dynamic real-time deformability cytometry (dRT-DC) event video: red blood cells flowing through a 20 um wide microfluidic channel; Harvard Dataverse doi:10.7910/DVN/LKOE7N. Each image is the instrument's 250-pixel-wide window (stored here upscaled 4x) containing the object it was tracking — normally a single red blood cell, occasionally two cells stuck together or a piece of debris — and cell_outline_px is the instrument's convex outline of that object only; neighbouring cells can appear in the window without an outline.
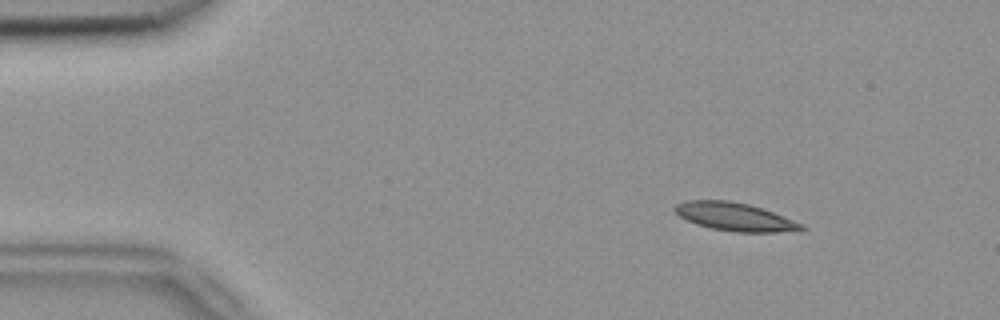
{"species": "common noctule bat (a hibernating species)", "species_latin": "Nyctalus noctula", "temperature_condition": "room temperature", "stored_images_in_passage": 47, "camera_frame_rate_fps": 3000, "um_per_image_px": 0.085, "animal": {"sex": "female", "body_mass_g": 18.4}, "frame": {"image": 1, "passage_image": 1, "time_ms": 0.0, "image_size_px": [1000, 320], "cell_outline_px": [[808, 228], [776, 232], [736, 232], [712, 228], [696, 224], [680, 216], [672, 208], [676, 204], [688, 200], [728, 200], [748, 204], [772, 212], [804, 224]], "centroid_in_image_um": [62.43, 18.42], "position_along_channel_um": 22.6, "area_um2": 20.46}}
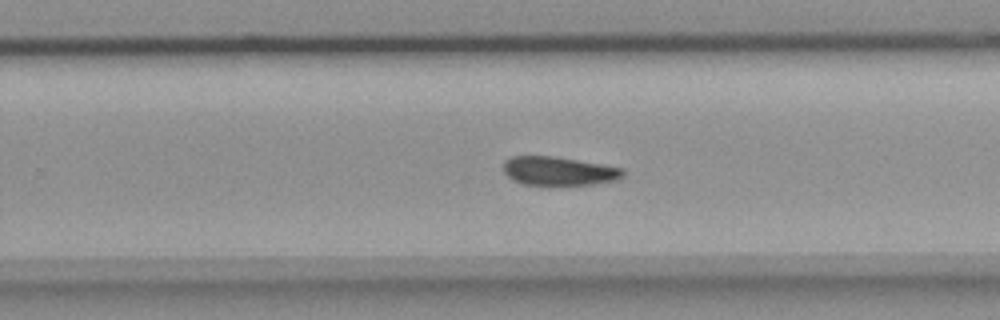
{"frame": {"image": 2, "passage_image": 28, "time_ms": 9.0, "image_size_px": [1000, 320], "cell_outline_px": [[624, 176], [616, 180], [592, 184], [524, 184], [512, 180], [504, 172], [504, 160], [512, 156], [556, 156], [624, 168]], "centroid_in_image_um": [47.5, 14.52], "position_along_channel_um": 282.3, "area_um2": 19.88}}
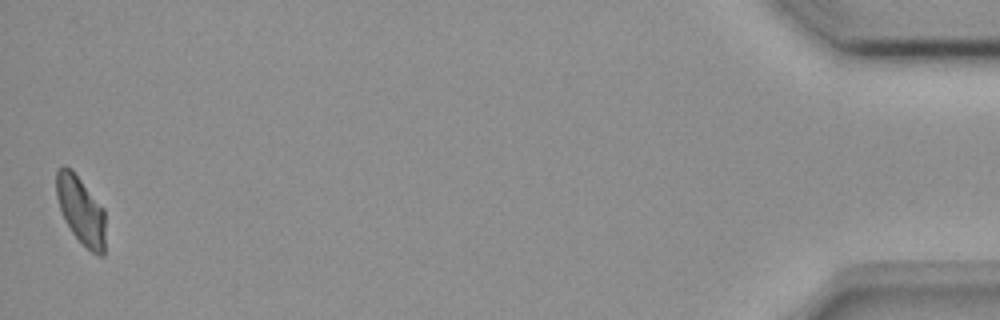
{"frame": {"image": 3, "passage_image": 47, "time_ms": 15.333, "image_size_px": [1000, 320], "cell_outline_px": [[104, 256], [100, 256], [92, 252], [72, 232], [60, 208], [56, 196], [56, 172], [64, 164], [72, 168], [104, 208]], "centroid_in_image_um": [6.87, 17.81], "position_along_channel_um": 428.3, "area_um2": 19.19}}